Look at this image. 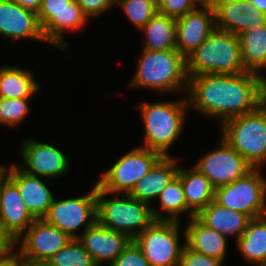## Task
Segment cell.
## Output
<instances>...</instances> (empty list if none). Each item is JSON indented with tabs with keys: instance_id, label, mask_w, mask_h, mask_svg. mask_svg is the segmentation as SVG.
Segmentation results:
<instances>
[{
	"instance_id": "cell-1",
	"label": "cell",
	"mask_w": 266,
	"mask_h": 266,
	"mask_svg": "<svg viewBox=\"0 0 266 266\" xmlns=\"http://www.w3.org/2000/svg\"><path fill=\"white\" fill-rule=\"evenodd\" d=\"M261 75L201 74L189 77L188 104L206 116L223 123L257 109L265 102L261 92Z\"/></svg>"
},
{
	"instance_id": "cell-2",
	"label": "cell",
	"mask_w": 266,
	"mask_h": 266,
	"mask_svg": "<svg viewBox=\"0 0 266 266\" xmlns=\"http://www.w3.org/2000/svg\"><path fill=\"white\" fill-rule=\"evenodd\" d=\"M188 78L201 74L246 72L238 35L215 28L209 37L186 57Z\"/></svg>"
},
{
	"instance_id": "cell-3",
	"label": "cell",
	"mask_w": 266,
	"mask_h": 266,
	"mask_svg": "<svg viewBox=\"0 0 266 266\" xmlns=\"http://www.w3.org/2000/svg\"><path fill=\"white\" fill-rule=\"evenodd\" d=\"M107 194L96 182V220L108 229L127 234L131 239L139 235L154 220H167L166 216L150 207V204L132 198L128 194H124V199L116 197L111 200L104 199Z\"/></svg>"
},
{
	"instance_id": "cell-4",
	"label": "cell",
	"mask_w": 266,
	"mask_h": 266,
	"mask_svg": "<svg viewBox=\"0 0 266 266\" xmlns=\"http://www.w3.org/2000/svg\"><path fill=\"white\" fill-rule=\"evenodd\" d=\"M136 73L130 83L162 93L188 89L186 58L177 50H142Z\"/></svg>"
},
{
	"instance_id": "cell-5",
	"label": "cell",
	"mask_w": 266,
	"mask_h": 266,
	"mask_svg": "<svg viewBox=\"0 0 266 266\" xmlns=\"http://www.w3.org/2000/svg\"><path fill=\"white\" fill-rule=\"evenodd\" d=\"M188 106L187 99L142 103L139 107L145 124V145L142 147L156 151L163 157L170 156L168 149L181 135Z\"/></svg>"
},
{
	"instance_id": "cell-6",
	"label": "cell",
	"mask_w": 266,
	"mask_h": 266,
	"mask_svg": "<svg viewBox=\"0 0 266 266\" xmlns=\"http://www.w3.org/2000/svg\"><path fill=\"white\" fill-rule=\"evenodd\" d=\"M222 139L253 167L266 162V101L257 109L222 123Z\"/></svg>"
},
{
	"instance_id": "cell-7",
	"label": "cell",
	"mask_w": 266,
	"mask_h": 266,
	"mask_svg": "<svg viewBox=\"0 0 266 266\" xmlns=\"http://www.w3.org/2000/svg\"><path fill=\"white\" fill-rule=\"evenodd\" d=\"M214 200L228 209L246 214L250 219L266 215V180L259 168L244 177L215 188Z\"/></svg>"
},
{
	"instance_id": "cell-8",
	"label": "cell",
	"mask_w": 266,
	"mask_h": 266,
	"mask_svg": "<svg viewBox=\"0 0 266 266\" xmlns=\"http://www.w3.org/2000/svg\"><path fill=\"white\" fill-rule=\"evenodd\" d=\"M179 228V221L154 220L133 239L150 266H179Z\"/></svg>"
},
{
	"instance_id": "cell-9",
	"label": "cell",
	"mask_w": 266,
	"mask_h": 266,
	"mask_svg": "<svg viewBox=\"0 0 266 266\" xmlns=\"http://www.w3.org/2000/svg\"><path fill=\"white\" fill-rule=\"evenodd\" d=\"M162 157L160 153L142 146L134 148L102 173L97 184L108 194H128Z\"/></svg>"
},
{
	"instance_id": "cell-10",
	"label": "cell",
	"mask_w": 266,
	"mask_h": 266,
	"mask_svg": "<svg viewBox=\"0 0 266 266\" xmlns=\"http://www.w3.org/2000/svg\"><path fill=\"white\" fill-rule=\"evenodd\" d=\"M37 14L46 41L62 50L64 31L79 30L88 19L76 0H43Z\"/></svg>"
},
{
	"instance_id": "cell-11",
	"label": "cell",
	"mask_w": 266,
	"mask_h": 266,
	"mask_svg": "<svg viewBox=\"0 0 266 266\" xmlns=\"http://www.w3.org/2000/svg\"><path fill=\"white\" fill-rule=\"evenodd\" d=\"M43 219L66 233L70 238L78 239L79 235L75 234L77 229L84 225L85 231L97 219L96 183L86 196L61 201L54 198L48 213ZM84 223H87V225Z\"/></svg>"
},
{
	"instance_id": "cell-12",
	"label": "cell",
	"mask_w": 266,
	"mask_h": 266,
	"mask_svg": "<svg viewBox=\"0 0 266 266\" xmlns=\"http://www.w3.org/2000/svg\"><path fill=\"white\" fill-rule=\"evenodd\" d=\"M214 188L230 184L244 177L253 167L224 139L216 150L207 153L195 166Z\"/></svg>"
},
{
	"instance_id": "cell-13",
	"label": "cell",
	"mask_w": 266,
	"mask_h": 266,
	"mask_svg": "<svg viewBox=\"0 0 266 266\" xmlns=\"http://www.w3.org/2000/svg\"><path fill=\"white\" fill-rule=\"evenodd\" d=\"M72 238L44 219H35L29 228L17 239L23 260L48 261Z\"/></svg>"
},
{
	"instance_id": "cell-14",
	"label": "cell",
	"mask_w": 266,
	"mask_h": 266,
	"mask_svg": "<svg viewBox=\"0 0 266 266\" xmlns=\"http://www.w3.org/2000/svg\"><path fill=\"white\" fill-rule=\"evenodd\" d=\"M22 146L23 165L19 167L23 171L48 178L67 172L69 161L66 155L56 147L31 138L25 139Z\"/></svg>"
},
{
	"instance_id": "cell-15",
	"label": "cell",
	"mask_w": 266,
	"mask_h": 266,
	"mask_svg": "<svg viewBox=\"0 0 266 266\" xmlns=\"http://www.w3.org/2000/svg\"><path fill=\"white\" fill-rule=\"evenodd\" d=\"M215 28L240 35L266 24V14L256 10L248 0H215Z\"/></svg>"
},
{
	"instance_id": "cell-16",
	"label": "cell",
	"mask_w": 266,
	"mask_h": 266,
	"mask_svg": "<svg viewBox=\"0 0 266 266\" xmlns=\"http://www.w3.org/2000/svg\"><path fill=\"white\" fill-rule=\"evenodd\" d=\"M78 240L91 255L96 266H101L105 261H115L132 239L123 232L106 228L96 220Z\"/></svg>"
},
{
	"instance_id": "cell-17",
	"label": "cell",
	"mask_w": 266,
	"mask_h": 266,
	"mask_svg": "<svg viewBox=\"0 0 266 266\" xmlns=\"http://www.w3.org/2000/svg\"><path fill=\"white\" fill-rule=\"evenodd\" d=\"M214 29V8L199 7L177 18V50L186 58L209 37Z\"/></svg>"
},
{
	"instance_id": "cell-18",
	"label": "cell",
	"mask_w": 266,
	"mask_h": 266,
	"mask_svg": "<svg viewBox=\"0 0 266 266\" xmlns=\"http://www.w3.org/2000/svg\"><path fill=\"white\" fill-rule=\"evenodd\" d=\"M0 33L12 41L31 38L46 42L37 12L12 0H0Z\"/></svg>"
},
{
	"instance_id": "cell-19",
	"label": "cell",
	"mask_w": 266,
	"mask_h": 266,
	"mask_svg": "<svg viewBox=\"0 0 266 266\" xmlns=\"http://www.w3.org/2000/svg\"><path fill=\"white\" fill-rule=\"evenodd\" d=\"M34 220L21 198L19 189L7 178L0 188V225L3 231L16 242Z\"/></svg>"
},
{
	"instance_id": "cell-20",
	"label": "cell",
	"mask_w": 266,
	"mask_h": 266,
	"mask_svg": "<svg viewBox=\"0 0 266 266\" xmlns=\"http://www.w3.org/2000/svg\"><path fill=\"white\" fill-rule=\"evenodd\" d=\"M8 178L19 189L21 198L30 214L35 219H43L53 203L54 196L50 189L37 175L23 171L19 165H11Z\"/></svg>"
},
{
	"instance_id": "cell-21",
	"label": "cell",
	"mask_w": 266,
	"mask_h": 266,
	"mask_svg": "<svg viewBox=\"0 0 266 266\" xmlns=\"http://www.w3.org/2000/svg\"><path fill=\"white\" fill-rule=\"evenodd\" d=\"M172 156L162 157L141 180H139L128 193L132 198L144 203L158 198L166 186L173 180L179 168Z\"/></svg>"
},
{
	"instance_id": "cell-22",
	"label": "cell",
	"mask_w": 266,
	"mask_h": 266,
	"mask_svg": "<svg viewBox=\"0 0 266 266\" xmlns=\"http://www.w3.org/2000/svg\"><path fill=\"white\" fill-rule=\"evenodd\" d=\"M195 217L206 227L224 236L235 235L236 241L244 233L250 220L246 214L219 205L215 200Z\"/></svg>"
},
{
	"instance_id": "cell-23",
	"label": "cell",
	"mask_w": 266,
	"mask_h": 266,
	"mask_svg": "<svg viewBox=\"0 0 266 266\" xmlns=\"http://www.w3.org/2000/svg\"><path fill=\"white\" fill-rule=\"evenodd\" d=\"M184 228L185 244L192 250L203 255L225 259L227 250V236L206 227L196 217L190 218V221Z\"/></svg>"
},
{
	"instance_id": "cell-24",
	"label": "cell",
	"mask_w": 266,
	"mask_h": 266,
	"mask_svg": "<svg viewBox=\"0 0 266 266\" xmlns=\"http://www.w3.org/2000/svg\"><path fill=\"white\" fill-rule=\"evenodd\" d=\"M177 175L181 179L187 208L190 209L189 218L195 217L214 200L215 188L196 167L190 170L179 168Z\"/></svg>"
},
{
	"instance_id": "cell-25",
	"label": "cell",
	"mask_w": 266,
	"mask_h": 266,
	"mask_svg": "<svg viewBox=\"0 0 266 266\" xmlns=\"http://www.w3.org/2000/svg\"><path fill=\"white\" fill-rule=\"evenodd\" d=\"M236 245L249 263L260 266L266 262V215L251 218Z\"/></svg>"
},
{
	"instance_id": "cell-26",
	"label": "cell",
	"mask_w": 266,
	"mask_h": 266,
	"mask_svg": "<svg viewBox=\"0 0 266 266\" xmlns=\"http://www.w3.org/2000/svg\"><path fill=\"white\" fill-rule=\"evenodd\" d=\"M146 34L143 49L173 50L176 46V18L157 12L142 28Z\"/></svg>"
},
{
	"instance_id": "cell-27",
	"label": "cell",
	"mask_w": 266,
	"mask_h": 266,
	"mask_svg": "<svg viewBox=\"0 0 266 266\" xmlns=\"http://www.w3.org/2000/svg\"><path fill=\"white\" fill-rule=\"evenodd\" d=\"M239 39L245 70L259 74L266 68V24L242 32Z\"/></svg>"
},
{
	"instance_id": "cell-28",
	"label": "cell",
	"mask_w": 266,
	"mask_h": 266,
	"mask_svg": "<svg viewBox=\"0 0 266 266\" xmlns=\"http://www.w3.org/2000/svg\"><path fill=\"white\" fill-rule=\"evenodd\" d=\"M38 90L32 72L11 66L0 68L1 98H30Z\"/></svg>"
},
{
	"instance_id": "cell-29",
	"label": "cell",
	"mask_w": 266,
	"mask_h": 266,
	"mask_svg": "<svg viewBox=\"0 0 266 266\" xmlns=\"http://www.w3.org/2000/svg\"><path fill=\"white\" fill-rule=\"evenodd\" d=\"M160 198L161 209L168 212V221H178V215L187 208L185 194L180 177L177 175L158 196Z\"/></svg>"
},
{
	"instance_id": "cell-30",
	"label": "cell",
	"mask_w": 266,
	"mask_h": 266,
	"mask_svg": "<svg viewBox=\"0 0 266 266\" xmlns=\"http://www.w3.org/2000/svg\"><path fill=\"white\" fill-rule=\"evenodd\" d=\"M47 262L52 266H96L78 239H71Z\"/></svg>"
},
{
	"instance_id": "cell-31",
	"label": "cell",
	"mask_w": 266,
	"mask_h": 266,
	"mask_svg": "<svg viewBox=\"0 0 266 266\" xmlns=\"http://www.w3.org/2000/svg\"><path fill=\"white\" fill-rule=\"evenodd\" d=\"M134 26L141 29L157 12L152 0H116Z\"/></svg>"
},
{
	"instance_id": "cell-32",
	"label": "cell",
	"mask_w": 266,
	"mask_h": 266,
	"mask_svg": "<svg viewBox=\"0 0 266 266\" xmlns=\"http://www.w3.org/2000/svg\"><path fill=\"white\" fill-rule=\"evenodd\" d=\"M29 98H1L0 123L17 126L29 112Z\"/></svg>"
},
{
	"instance_id": "cell-33",
	"label": "cell",
	"mask_w": 266,
	"mask_h": 266,
	"mask_svg": "<svg viewBox=\"0 0 266 266\" xmlns=\"http://www.w3.org/2000/svg\"><path fill=\"white\" fill-rule=\"evenodd\" d=\"M110 266H150L144 257L140 247L132 239L125 247L124 251L116 258L115 261L109 263Z\"/></svg>"
},
{
	"instance_id": "cell-34",
	"label": "cell",
	"mask_w": 266,
	"mask_h": 266,
	"mask_svg": "<svg viewBox=\"0 0 266 266\" xmlns=\"http://www.w3.org/2000/svg\"><path fill=\"white\" fill-rule=\"evenodd\" d=\"M222 263L221 259L198 253L184 244L179 266H222Z\"/></svg>"
},
{
	"instance_id": "cell-35",
	"label": "cell",
	"mask_w": 266,
	"mask_h": 266,
	"mask_svg": "<svg viewBox=\"0 0 266 266\" xmlns=\"http://www.w3.org/2000/svg\"><path fill=\"white\" fill-rule=\"evenodd\" d=\"M195 8L188 0H162L158 4V12L173 18H179Z\"/></svg>"
},
{
	"instance_id": "cell-36",
	"label": "cell",
	"mask_w": 266,
	"mask_h": 266,
	"mask_svg": "<svg viewBox=\"0 0 266 266\" xmlns=\"http://www.w3.org/2000/svg\"><path fill=\"white\" fill-rule=\"evenodd\" d=\"M81 6L84 14L88 17L100 16L112 7L116 0H76Z\"/></svg>"
},
{
	"instance_id": "cell-37",
	"label": "cell",
	"mask_w": 266,
	"mask_h": 266,
	"mask_svg": "<svg viewBox=\"0 0 266 266\" xmlns=\"http://www.w3.org/2000/svg\"><path fill=\"white\" fill-rule=\"evenodd\" d=\"M15 246L0 256V266H23L24 260L21 257L20 251L16 253L13 251Z\"/></svg>"
},
{
	"instance_id": "cell-38",
	"label": "cell",
	"mask_w": 266,
	"mask_h": 266,
	"mask_svg": "<svg viewBox=\"0 0 266 266\" xmlns=\"http://www.w3.org/2000/svg\"><path fill=\"white\" fill-rule=\"evenodd\" d=\"M15 245V242L3 231L0 225V256Z\"/></svg>"
},
{
	"instance_id": "cell-39",
	"label": "cell",
	"mask_w": 266,
	"mask_h": 266,
	"mask_svg": "<svg viewBox=\"0 0 266 266\" xmlns=\"http://www.w3.org/2000/svg\"><path fill=\"white\" fill-rule=\"evenodd\" d=\"M12 1L23 6L24 8L38 12L39 9L41 8L43 0H12Z\"/></svg>"
},
{
	"instance_id": "cell-40",
	"label": "cell",
	"mask_w": 266,
	"mask_h": 266,
	"mask_svg": "<svg viewBox=\"0 0 266 266\" xmlns=\"http://www.w3.org/2000/svg\"><path fill=\"white\" fill-rule=\"evenodd\" d=\"M188 2L195 9H198L199 6H201L202 8H214V4H215V0H188Z\"/></svg>"
},
{
	"instance_id": "cell-41",
	"label": "cell",
	"mask_w": 266,
	"mask_h": 266,
	"mask_svg": "<svg viewBox=\"0 0 266 266\" xmlns=\"http://www.w3.org/2000/svg\"><path fill=\"white\" fill-rule=\"evenodd\" d=\"M248 1L256 10H259L261 13L266 14V0H248Z\"/></svg>"
},
{
	"instance_id": "cell-42",
	"label": "cell",
	"mask_w": 266,
	"mask_h": 266,
	"mask_svg": "<svg viewBox=\"0 0 266 266\" xmlns=\"http://www.w3.org/2000/svg\"><path fill=\"white\" fill-rule=\"evenodd\" d=\"M8 172H9V167L7 170V167L4 165H0V188L2 186V183L8 178Z\"/></svg>"
},
{
	"instance_id": "cell-43",
	"label": "cell",
	"mask_w": 266,
	"mask_h": 266,
	"mask_svg": "<svg viewBox=\"0 0 266 266\" xmlns=\"http://www.w3.org/2000/svg\"><path fill=\"white\" fill-rule=\"evenodd\" d=\"M23 266H52L47 261H28L24 260Z\"/></svg>"
},
{
	"instance_id": "cell-44",
	"label": "cell",
	"mask_w": 266,
	"mask_h": 266,
	"mask_svg": "<svg viewBox=\"0 0 266 266\" xmlns=\"http://www.w3.org/2000/svg\"><path fill=\"white\" fill-rule=\"evenodd\" d=\"M261 78V92L264 100L266 101V78L265 76H260Z\"/></svg>"
},
{
	"instance_id": "cell-45",
	"label": "cell",
	"mask_w": 266,
	"mask_h": 266,
	"mask_svg": "<svg viewBox=\"0 0 266 266\" xmlns=\"http://www.w3.org/2000/svg\"><path fill=\"white\" fill-rule=\"evenodd\" d=\"M152 1L158 5L162 0H152Z\"/></svg>"
}]
</instances>
